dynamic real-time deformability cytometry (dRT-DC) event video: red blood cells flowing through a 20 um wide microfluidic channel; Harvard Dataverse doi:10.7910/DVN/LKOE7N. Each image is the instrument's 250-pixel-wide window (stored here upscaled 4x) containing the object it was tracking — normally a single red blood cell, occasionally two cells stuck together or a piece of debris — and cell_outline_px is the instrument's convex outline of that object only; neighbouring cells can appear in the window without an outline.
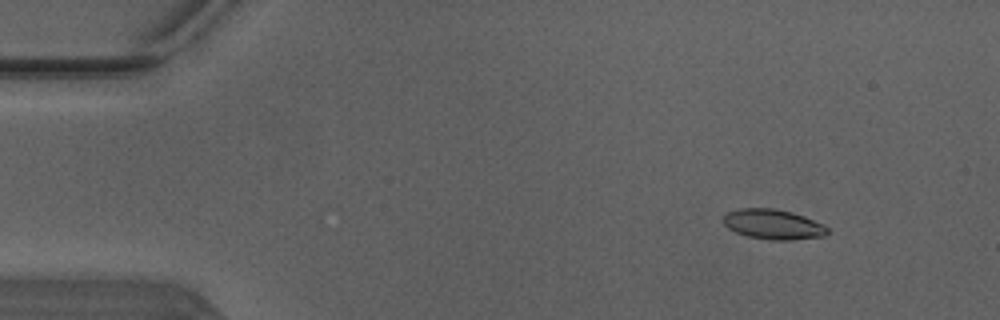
{"species": "Egyptian fruit bat (a non-hibernating species)", "species_latin": "Rousettus aegyptiacus", "temperature_condition": "warm", "stored_images_in_passage": 4, "camera_frame_rate_fps": 3000, "um_per_image_px": 0.085, "animal": {"sex": "male"}, "frame": {"image": 1, "passage_image": 2, "time_ms": 0.333, "image_size_px": [1000, 320], "cell_outline_px": [[828, 232], [824, 236], [792, 240], [772, 240], [748, 236], [736, 232], [728, 228], [724, 224], [724, 216], [728, 212], [740, 208], [772, 208], [792, 212], [804, 216], [824, 224], [828, 228]], "centroid_in_image_um": [65.74, 19.07], "position_along_channel_um": 19.3, "area_um2": 18.15}}